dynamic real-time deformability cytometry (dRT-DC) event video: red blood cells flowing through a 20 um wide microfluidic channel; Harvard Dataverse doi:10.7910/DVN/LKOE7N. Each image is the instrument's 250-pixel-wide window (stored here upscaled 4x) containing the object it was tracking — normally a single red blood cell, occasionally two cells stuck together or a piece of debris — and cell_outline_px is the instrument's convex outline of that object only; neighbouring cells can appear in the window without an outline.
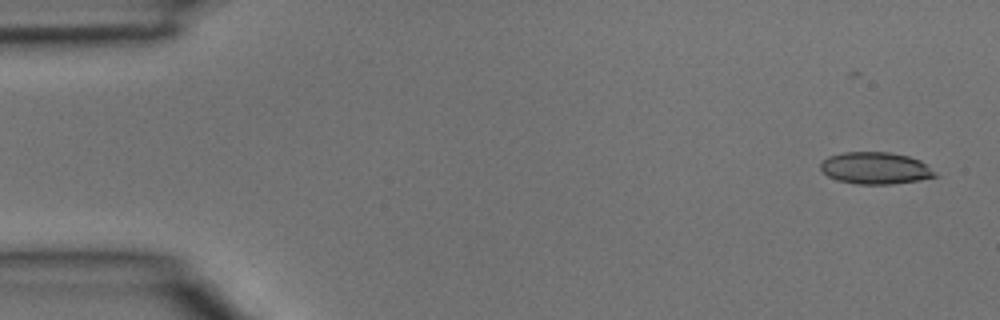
{"species": "common noctule bat (a hibernating species)", "species_latin": "Nyctalus noctula", "temperature_condition": "room temperature", "stored_images_in_passage": 3, "segment_of_instrument_passage": [2, 2], "camera_frame_rate_fps": 3000, "um_per_image_px": 0.085, "animal": {"sex": "male", "body_mass_g": 15.6}, "frame": {"image": 1, "passage_image": 3, "time_ms": 0.667, "image_size_px": [1000, 320], "cell_outline_px": [[940, 176], [920, 180], [892, 184], [856, 184], [836, 180], [828, 176], [820, 168], [820, 164], [828, 156], [844, 152], [888, 152], [908, 156], [920, 160], [936, 172]], "centroid_in_image_um": [74.43, 14.3], "position_along_channel_um": 10.6, "area_um2": 21.39}}